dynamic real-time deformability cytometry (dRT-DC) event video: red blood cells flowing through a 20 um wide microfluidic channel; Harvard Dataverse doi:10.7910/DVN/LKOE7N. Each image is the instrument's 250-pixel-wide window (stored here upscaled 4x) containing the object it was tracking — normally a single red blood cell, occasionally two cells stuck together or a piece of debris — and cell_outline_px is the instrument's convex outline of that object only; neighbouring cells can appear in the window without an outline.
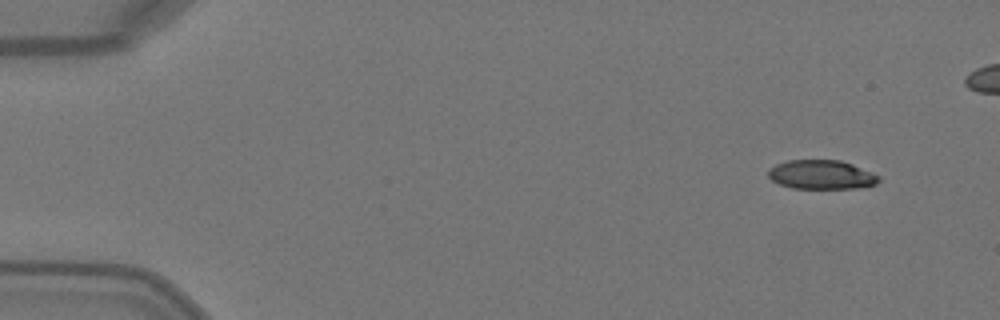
{"species": "Egyptian fruit bat (a non-hibernating species)", "species_latin": "Rousettus aegyptiacus", "temperature_condition": "warm", "stored_images_in_passage": 43, "camera_frame_rate_fps": 3000, "um_per_image_px": 0.085, "animal": {"sex": "female"}, "frame": {"image": 1, "passage_image": 1, "time_ms": 0.0, "image_size_px": [1000, 320], "cell_outline_px": [[880, 180], [876, 184], [860, 188], [792, 188], [780, 184], [772, 180], [768, 176], [768, 168], [776, 164], [788, 160], [840, 160], [852, 164], [872, 172], [880, 176]], "centroid_in_image_um": [69.83, 14.84], "position_along_channel_um": 15.2, "area_um2": 18.79}}
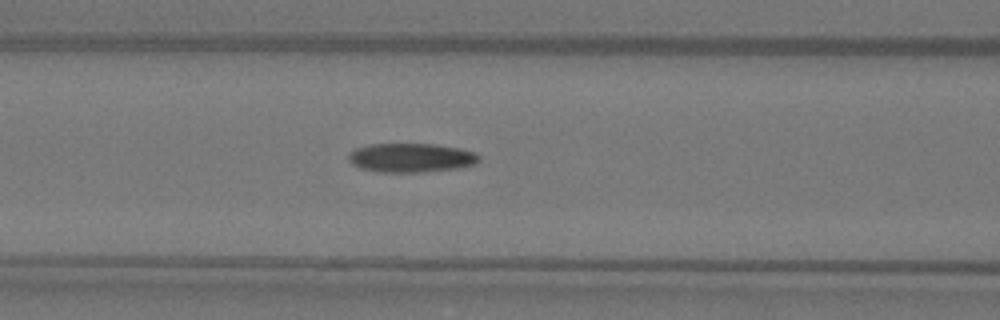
{"frame": {"image": 2, "passage_image": 18, "time_ms": 5.667, "image_size_px": [1000, 320], "cell_outline_px": [[480, 160], [476, 164], [456, 168], [420, 172], [380, 172], [360, 168], [352, 164], [348, 160], [348, 152], [356, 148], [368, 144], [436, 144], [460, 148], [476, 152], [480, 156]], "centroid_in_image_um": [34.94, 13.4], "position_along_channel_um": 131.7, "area_um2": 22.25}}
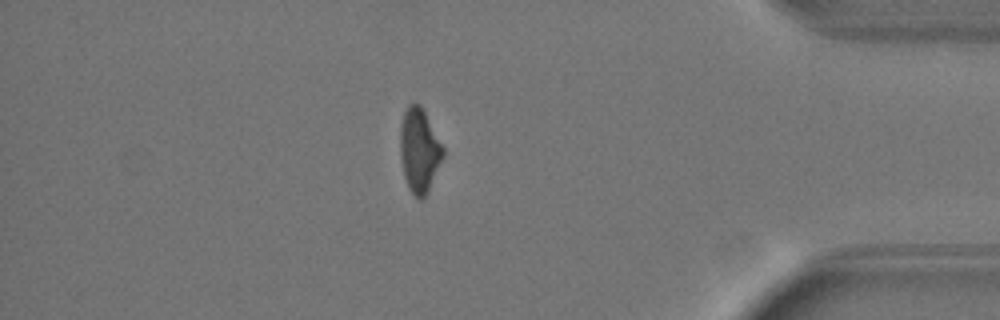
{"frame": {"image": 3, "passage_image": 40, "time_ms": 13.0, "image_size_px": [1000, 320], "cell_outline_px": [[444, 156], [428, 192], [420, 200], [408, 188], [404, 176], [400, 156], [400, 124], [404, 112], [408, 104], [420, 104], [444, 148]], "centroid_in_image_um": [35.63, 12.78], "position_along_channel_um": 399.6, "area_um2": 20.92}}